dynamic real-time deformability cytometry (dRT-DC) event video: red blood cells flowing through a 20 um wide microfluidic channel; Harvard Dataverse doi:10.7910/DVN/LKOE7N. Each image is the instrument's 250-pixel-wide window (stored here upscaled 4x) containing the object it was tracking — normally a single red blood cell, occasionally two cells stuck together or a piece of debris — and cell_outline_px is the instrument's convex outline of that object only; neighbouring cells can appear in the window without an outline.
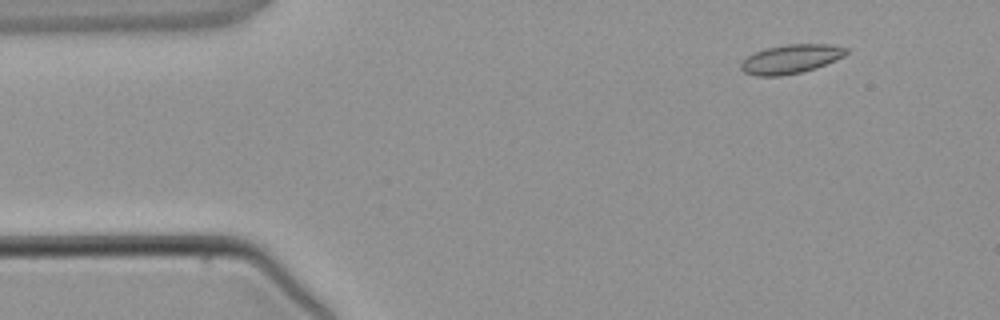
{"species": "common noctule bat (a hibernating species)", "species_latin": "Nyctalus noctula", "temperature_condition": "warm", "stored_images_in_passage": 4, "camera_frame_rate_fps": 3000, "um_per_image_px": 0.085, "animal": {"sex": "male", "body_mass_g": 21.5, "forearm_length_mm": 52.0}, "frame": {"image": 1, "passage_image": 2, "time_ms": 1.333, "image_size_px": [1000, 320], "cell_outline_px": [[848, 52], [844, 56], [816, 68], [800, 72], [780, 76], [756, 76], [744, 72], [740, 68], [740, 64], [748, 56], [756, 52], [768, 48], [788, 44], [828, 44], [848, 48]], "centroid_in_image_um": [67.23, 5.02], "position_along_channel_um": 17.8, "area_um2": 17.57}}
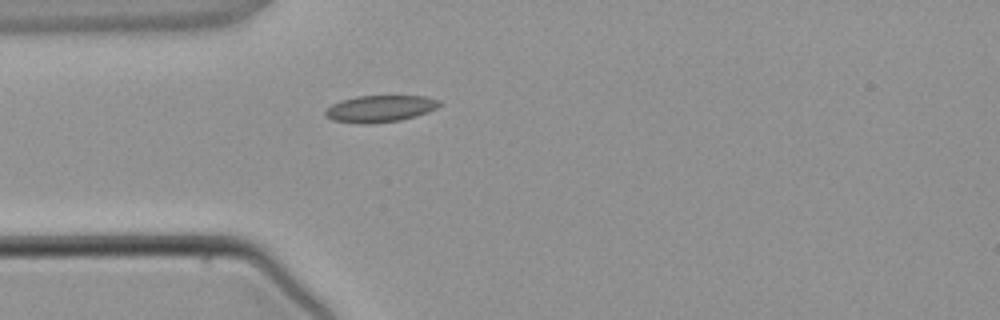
{"frame": {"image": 2, "passage_image": 4, "time_ms": 3.667, "image_size_px": [1000, 320], "cell_outline_px": [[440, 104], [436, 108], [428, 112], [416, 116], [400, 120], [364, 124], [360, 124], [332, 120], [324, 112], [332, 104], [340, 100], [356, 96], [424, 96], [440, 100]], "centroid_in_image_um": [32.3, 9.23], "position_along_channel_um": 52.7, "area_um2": 17.69}}